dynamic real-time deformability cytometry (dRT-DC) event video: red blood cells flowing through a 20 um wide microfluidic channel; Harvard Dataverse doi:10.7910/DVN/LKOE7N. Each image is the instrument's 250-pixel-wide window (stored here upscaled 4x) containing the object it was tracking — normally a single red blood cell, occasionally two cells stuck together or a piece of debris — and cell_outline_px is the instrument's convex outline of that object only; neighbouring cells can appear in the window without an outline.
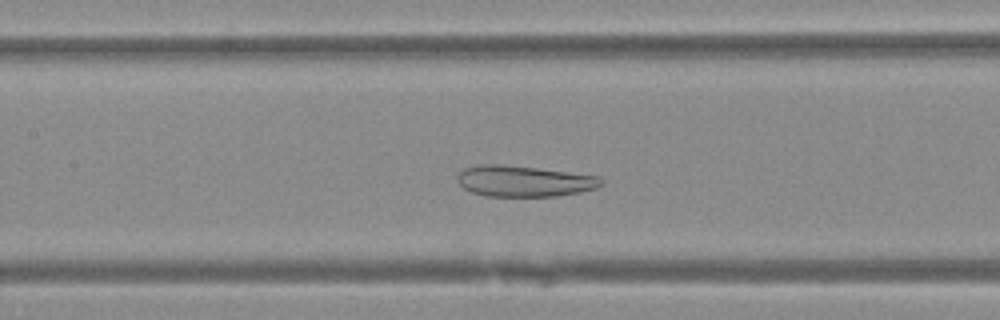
{"species": "Egyptian fruit bat (a non-hibernating species)", "species_latin": "Rousettus aegyptiacus", "temperature_condition": "warm", "stored_images_in_passage": 37, "camera_frame_rate_fps": 3000, "um_per_image_px": 0.085, "animal": {"sex": "female"}, "frame": {"image": 1, "passage_image": 17, "time_ms": 5.333, "image_size_px": [1000, 320], "cell_outline_px": [[604, 184], [596, 188], [580, 192], [556, 196], [484, 196], [472, 192], [464, 188], [456, 180], [456, 176], [464, 168], [480, 164], [500, 164], [536, 168], [600, 176], [604, 180]], "centroid_in_image_um": [44.54, 15.39], "position_along_channel_um": 162.9, "area_um2": 26.07}}
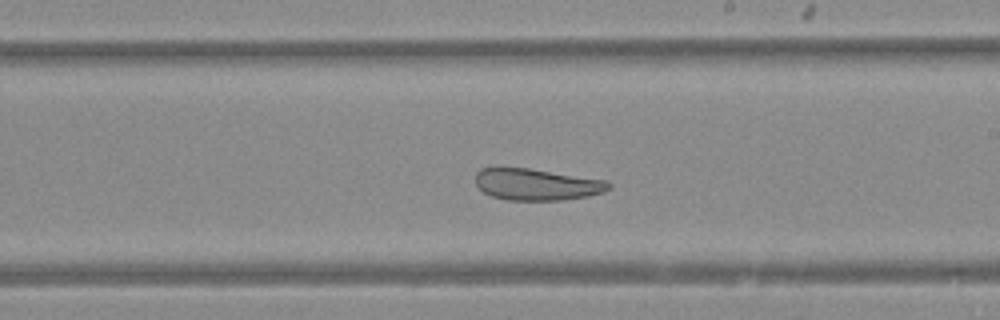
{"frame": {"image": 2, "passage_image": 23, "time_ms": 7.333, "image_size_px": [1000, 320], "cell_outline_px": [[612, 188], [604, 192], [588, 196], [564, 200], [508, 200], [492, 196], [484, 192], [476, 184], [476, 172], [480, 168], [528, 168], [608, 180], [612, 184]], "centroid_in_image_um": [45.68, 15.68], "position_along_channel_um": 243.3, "area_um2": 24.62}}
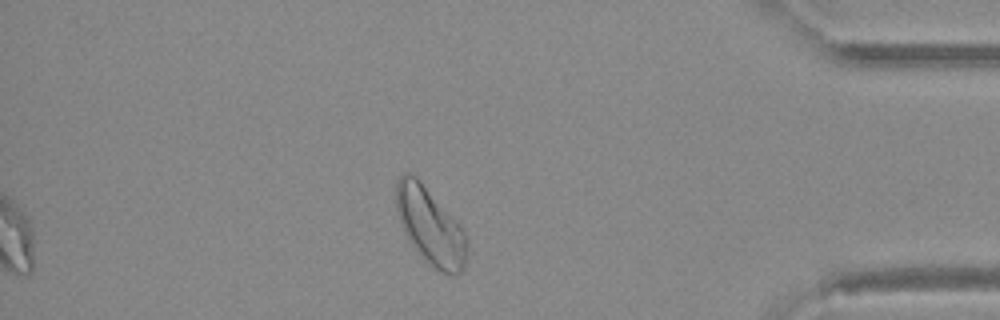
{"frame": {"image": 3, "passage_image": 37, "time_ms": 12.0, "image_size_px": [1000, 320], "cell_outline_px": [[464, 268], [460, 276], [452, 276], [436, 272], [432, 268], [416, 248], [404, 232], [396, 208], [396, 180], [404, 172], [408, 172], [416, 176], [460, 224], [464, 232]], "centroid_in_image_um": [36.55, 19.23], "position_along_channel_um": 398.6, "area_um2": 31.27}}